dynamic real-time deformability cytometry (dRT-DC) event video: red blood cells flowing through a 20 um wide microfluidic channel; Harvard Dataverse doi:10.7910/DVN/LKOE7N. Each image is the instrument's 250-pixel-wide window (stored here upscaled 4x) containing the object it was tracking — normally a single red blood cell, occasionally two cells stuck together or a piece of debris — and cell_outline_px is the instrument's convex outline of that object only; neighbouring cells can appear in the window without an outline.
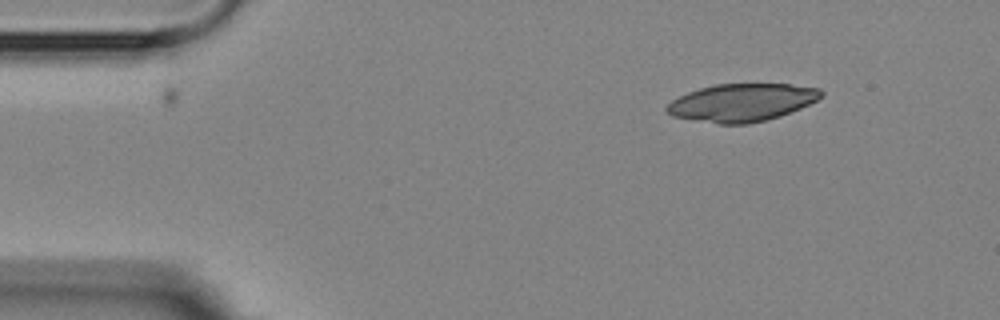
{"species": "Egyptian fruit bat (a non-hibernating species)", "species_latin": "Rousettus aegyptiacus", "temperature_condition": "room temperature", "stored_images_in_passage": 9, "camera_frame_rate_fps": 3000, "um_per_image_px": 0.085, "animal": {"sex": "female"}, "frame": {"image": 1, "passage_image": 1, "time_ms": 0.0, "image_size_px": [1000, 320], "cell_outline_px": [[824, 96], [800, 108], [780, 116], [768, 120], [748, 124], [716, 124], [672, 116], [664, 108], [672, 100], [688, 92], [700, 88], [716, 84], [788, 84], [820, 88], [824, 92]], "centroid_in_image_um": [63.06, 8.72], "position_along_channel_um": 21.9, "area_um2": 33.99}}